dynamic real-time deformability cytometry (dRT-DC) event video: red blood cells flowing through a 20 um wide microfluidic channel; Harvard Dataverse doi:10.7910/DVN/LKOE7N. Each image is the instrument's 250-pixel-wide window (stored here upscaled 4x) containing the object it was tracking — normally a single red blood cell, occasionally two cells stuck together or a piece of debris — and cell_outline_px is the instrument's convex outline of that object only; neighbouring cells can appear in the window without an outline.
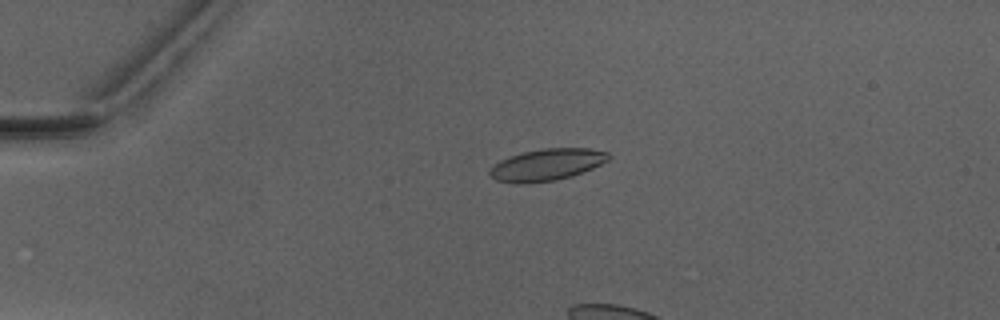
{"species": "Egyptian fruit bat (a non-hibernating species)", "species_latin": "Rousettus aegyptiacus", "temperature_condition": "warm", "stored_images_in_passage": 6, "camera_frame_rate_fps": 3000, "um_per_image_px": 0.085, "animal": {"sex": "male"}, "frame": {"image": 1, "passage_image": 3, "time_ms": 3.333, "image_size_px": [1000, 320], "cell_outline_px": [[612, 156], [608, 160], [592, 168], [572, 176], [556, 180], [516, 184], [496, 180], [488, 172], [500, 160], [508, 156], [524, 152], [544, 148], [588, 148], [608, 152]], "centroid_in_image_um": [46.5, 13.99], "position_along_channel_um": 38.5, "area_um2": 21.85}}
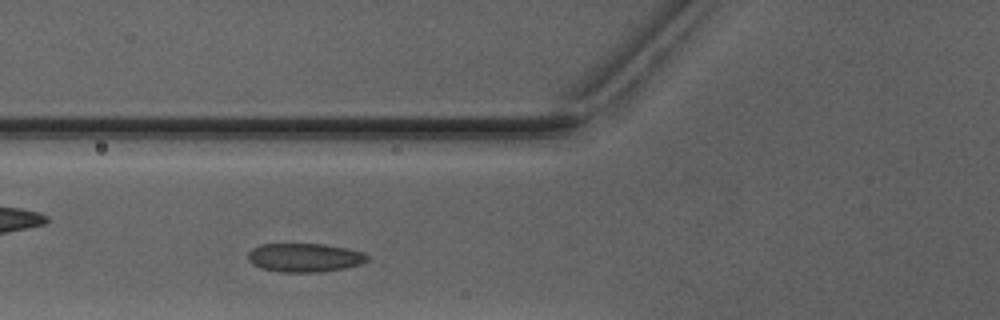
{"frame": {"image": 2, "passage_image": 6, "time_ms": 6.667, "image_size_px": [1000, 320], "cell_outline_px": [[368, 260], [360, 264], [344, 268], [320, 272], [280, 272], [260, 268], [252, 264], [248, 260], [248, 252], [252, 248], [260, 244], [324, 244], [348, 248], [364, 252], [368, 256]], "centroid_in_image_um": [25.88, 21.89], "position_along_channel_um": 99.9, "area_um2": 20.11}}